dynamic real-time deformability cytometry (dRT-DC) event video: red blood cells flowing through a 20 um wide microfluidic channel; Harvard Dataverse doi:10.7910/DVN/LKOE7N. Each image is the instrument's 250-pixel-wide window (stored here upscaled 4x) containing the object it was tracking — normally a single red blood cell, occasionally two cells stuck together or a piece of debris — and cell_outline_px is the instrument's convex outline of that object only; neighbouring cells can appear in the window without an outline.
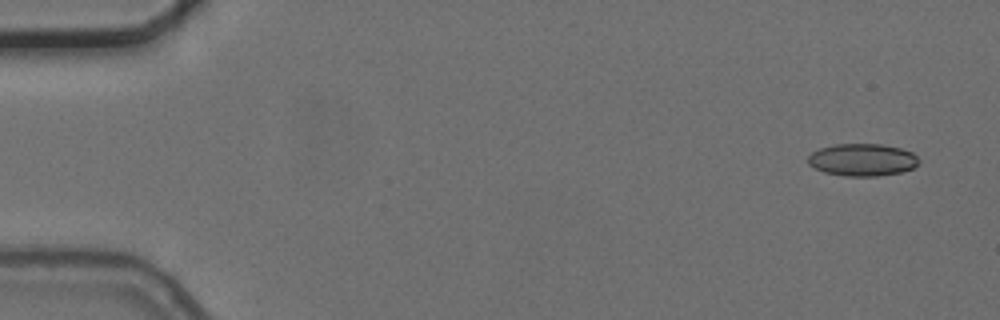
{"species": "common noctule bat (a hibernating species)", "species_latin": "Nyctalus noctula", "temperature_condition": "cold", "stored_images_in_passage": 6, "camera_frame_rate_fps": 3000, "um_per_image_px": 0.085, "animal": {"sex": "female", "body_mass_g": 24.6, "forearm_length_mm": 56.2}, "frame": {"image": 1, "passage_image": 1, "time_ms": 0.0, "image_size_px": [1000, 320], "cell_outline_px": [[920, 160], [912, 168], [900, 172], [876, 176], [844, 176], [824, 172], [808, 164], [808, 156], [812, 152], [820, 148], [836, 144], [880, 144], [900, 148], [912, 152]], "centroid_in_image_um": [73.28, 13.58], "position_along_channel_um": 11.7, "area_um2": 20.75}}
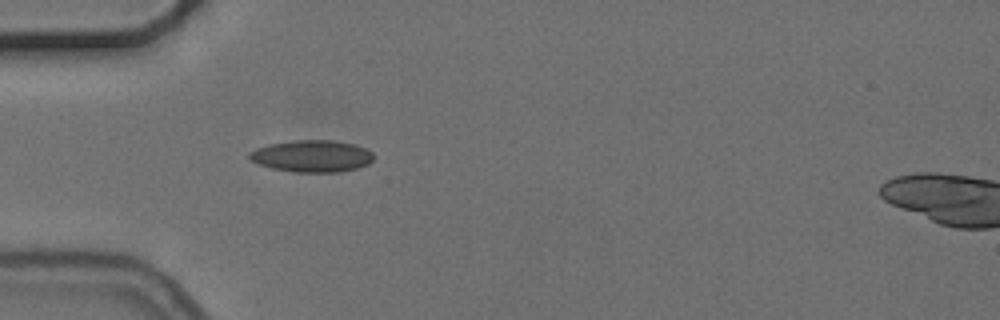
{"frame": {"image": 2, "passage_image": 5, "time_ms": 4.667, "image_size_px": [1000, 320], "cell_outline_px": [[376, 156], [368, 164], [356, 168], [340, 172], [296, 172], [272, 168], [260, 164], [252, 160], [248, 156], [248, 152], [256, 148], [268, 144], [292, 140], [332, 140], [356, 144], [372, 152]], "centroid_in_image_um": [26.53, 13.26], "position_along_channel_um": 58.5, "area_um2": 23.18}}